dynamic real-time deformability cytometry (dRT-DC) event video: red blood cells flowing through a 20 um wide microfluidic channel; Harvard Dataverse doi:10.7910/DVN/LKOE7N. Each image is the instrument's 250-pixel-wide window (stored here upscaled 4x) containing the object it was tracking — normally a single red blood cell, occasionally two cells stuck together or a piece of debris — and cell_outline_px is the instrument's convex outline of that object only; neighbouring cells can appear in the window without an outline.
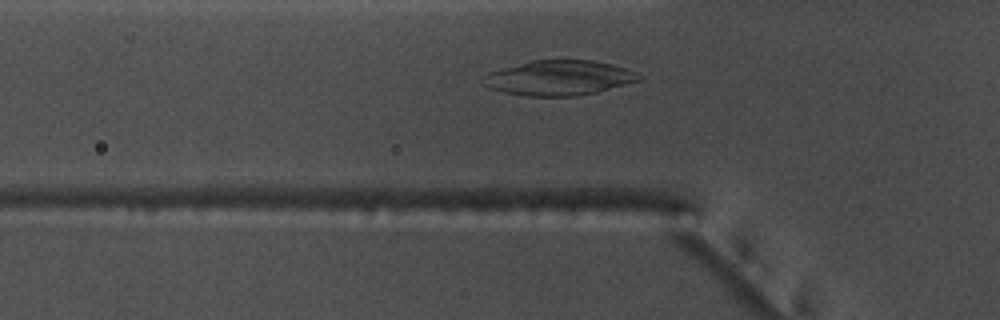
{"species": "common noctule bat (a hibernating species)", "species_latin": "Nyctalus noctula", "temperature_condition": "warm", "stored_images_in_passage": 32, "camera_frame_rate_fps": 3000, "um_per_image_px": 0.085, "animal": {"sex": "male", "body_mass_g": 17.5, "forearm_length_mm": 52.3}, "frame": {"image": 1, "passage_image": 6, "time_ms": 1.667, "image_size_px": [1000, 320], "cell_outline_px": [[644, 76], [640, 80], [596, 92], [572, 96], [524, 96], [504, 92], [492, 88], [484, 84], [480, 80], [488, 72], [532, 60], [592, 60], [612, 64], [636, 72]], "centroid_in_image_um": [47.51, 6.61], "position_along_channel_um": 78.3, "area_um2": 31.5}}
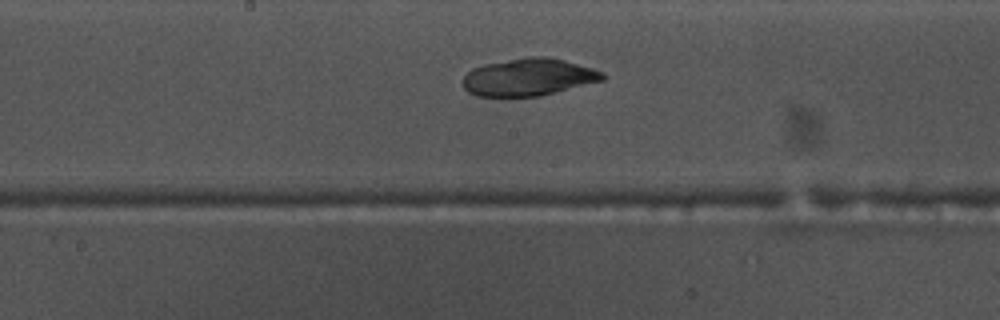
{"frame": {"image": 2, "passage_image": 16, "time_ms": 5.0, "image_size_px": [1000, 320], "cell_outline_px": [[604, 80], [540, 96], [476, 96], [468, 92], [464, 88], [464, 76], [472, 68], [484, 64], [528, 56], [544, 56], [564, 60], [592, 68], [604, 72]], "centroid_in_image_um": [44.93, 6.55], "position_along_channel_um": 203.3, "area_um2": 30.29}}
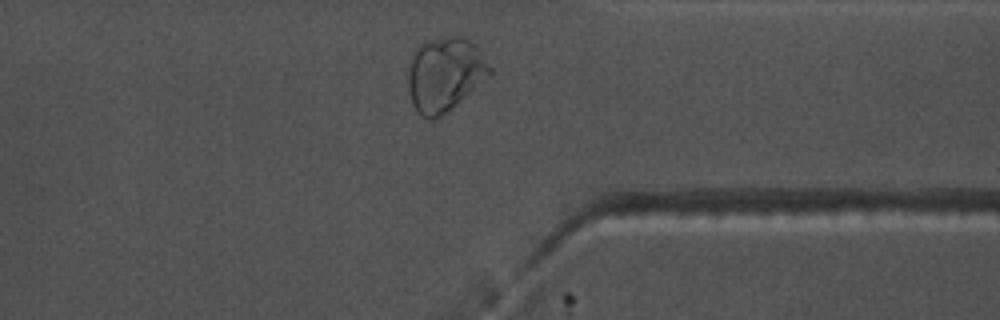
{"frame": {"image": 3, "passage_image": 30, "time_ms": 9.667, "image_size_px": [1000, 320], "cell_outline_px": [[492, 72], [488, 76], [452, 108], [436, 120], [428, 120], [420, 116], [416, 112], [412, 104], [408, 88], [408, 72], [412, 56], [416, 48], [420, 44], [428, 40], [448, 36], [464, 36], [480, 52], [492, 68]], "centroid_in_image_um": [37.77, 6.34], "position_along_channel_um": 373.6, "area_um2": 35.14}}